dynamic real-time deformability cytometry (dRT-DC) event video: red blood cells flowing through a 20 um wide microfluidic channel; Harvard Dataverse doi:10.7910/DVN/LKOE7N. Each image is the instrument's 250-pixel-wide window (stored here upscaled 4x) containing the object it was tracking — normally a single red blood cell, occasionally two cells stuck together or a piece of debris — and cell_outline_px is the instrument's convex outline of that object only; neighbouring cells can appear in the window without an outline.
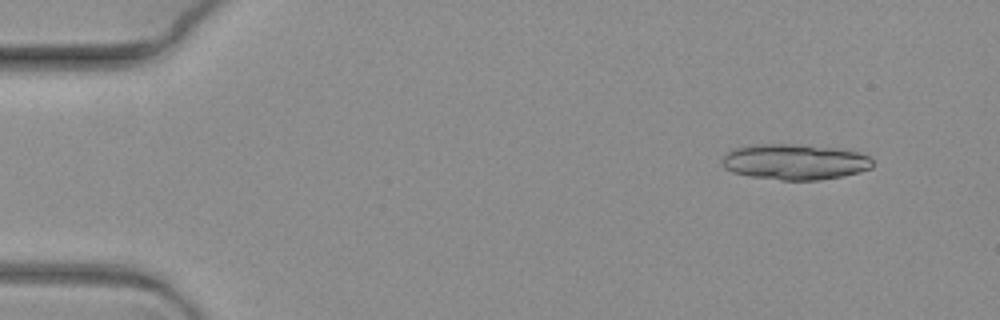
{"species": "common noctule bat (a hibernating species)", "species_latin": "Nyctalus noctula", "temperature_condition": "warm", "stored_images_in_passage": 6, "segment_of_instrument_passage": [1, 2], "camera_frame_rate_fps": 3000, "um_per_image_px": 0.085, "animal": {"sex": "female", "body_mass_g": 19.3, "forearm_length_mm": 54.1}, "frame": {"image": 1, "passage_image": 1, "time_ms": 0.0, "image_size_px": [1000, 320], "cell_outline_px": [[872, 168], [860, 172], [820, 180], [780, 180], [752, 176], [732, 172], [724, 168], [720, 160], [728, 152], [736, 148], [752, 144], [796, 144], [836, 148], [856, 152], [868, 156], [872, 160]], "centroid_in_image_um": [67.53, 13.76], "position_along_channel_um": 17.5, "area_um2": 31.21}}